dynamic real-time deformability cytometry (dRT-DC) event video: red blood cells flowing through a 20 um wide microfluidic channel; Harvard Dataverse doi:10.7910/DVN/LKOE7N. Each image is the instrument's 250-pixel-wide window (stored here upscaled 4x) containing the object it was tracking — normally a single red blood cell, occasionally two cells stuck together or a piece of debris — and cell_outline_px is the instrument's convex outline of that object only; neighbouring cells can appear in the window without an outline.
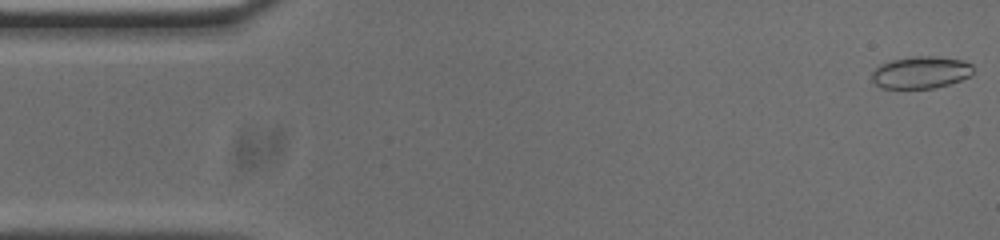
{"species": "common noctule bat (a hibernating species)", "species_latin": "Nyctalus noctula", "temperature_condition": "cold", "stored_images_in_passage": 53, "camera_frame_rate_fps": 3000, "um_per_image_px": 0.085, "animal": {"sex": "male", "body_mass_g": 20.0, "forearm_length_mm": 53.3}, "frame": {"image": 1, "passage_image": 1, "time_ms": 0.0, "image_size_px": [1000, 240], "cell_outline_px": [[972, 76], [936, 88], [880, 88], [872, 80], [872, 72], [880, 64], [892, 60], [912, 56], [932, 56], [964, 60], [972, 64]], "centroid_in_image_um": [78.28, 6.15], "position_along_channel_um": 6.7, "area_um2": 19.02}}
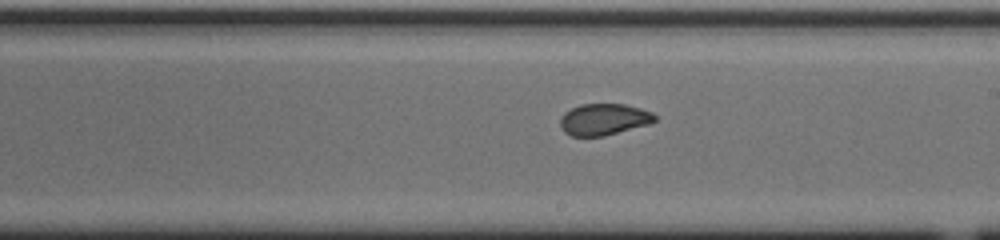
{"frame": {"image": 2, "passage_image": 29, "time_ms": 9.333, "image_size_px": [1000, 240], "cell_outline_px": [[656, 120], [652, 124], [604, 136], [572, 136], [564, 132], [560, 124], [560, 116], [564, 112], [580, 104], [624, 104], [640, 108], [652, 112], [656, 116]], "centroid_in_image_um": [51.34, 10.15], "position_along_channel_um": 237.7, "area_um2": 17.57}}
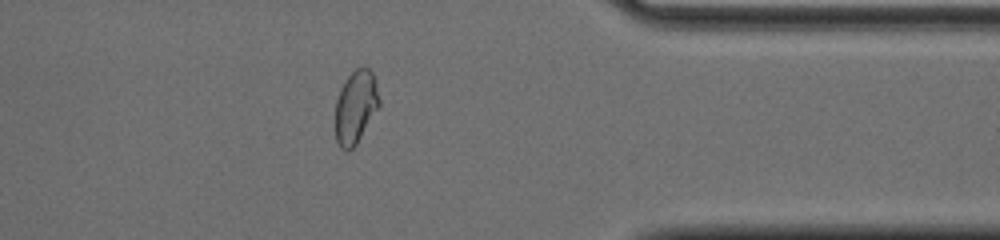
{"frame": {"image": 3, "passage_image": 42, "time_ms": 13.667, "image_size_px": [1000, 240], "cell_outline_px": [[380, 104], [356, 144], [348, 152], [344, 152], [340, 148], [336, 140], [336, 100], [340, 88], [348, 76], [356, 68], [364, 64], [372, 72], [380, 100]], "centroid_in_image_um": [30.22, 9.08], "position_along_channel_um": 381.2, "area_um2": 18.61}, "authors_computed_cell_mechanics": {"area_um2": 18.5538, "velocity_mm_per_s": 3.7457, "shape_relaxation_time_tau1_ms": null, "shape_relaxation_time_tau2_ms": 0.9035, "deformation_change_tau1": null, "deformation_change_tau2": 0.0425}}